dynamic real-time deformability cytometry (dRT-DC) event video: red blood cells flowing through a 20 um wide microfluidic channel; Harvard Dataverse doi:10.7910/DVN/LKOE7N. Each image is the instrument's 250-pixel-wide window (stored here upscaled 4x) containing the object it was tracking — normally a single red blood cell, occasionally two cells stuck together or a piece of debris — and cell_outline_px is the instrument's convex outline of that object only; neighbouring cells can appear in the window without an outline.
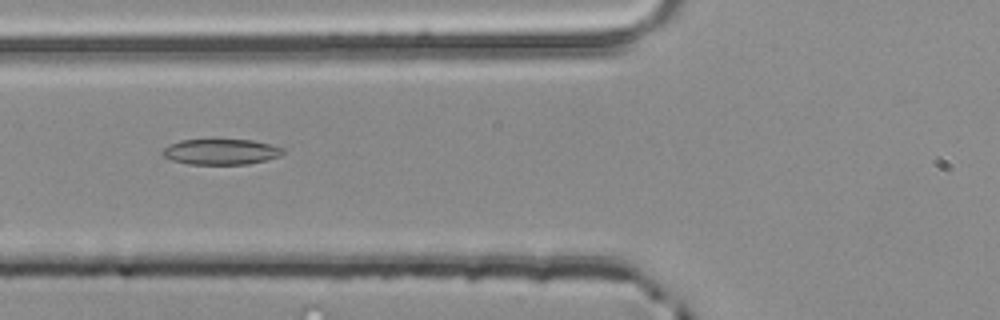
{"species": "common noctule bat (a hibernating species)", "species_latin": "Nyctalus noctula", "temperature_condition": "room temperature", "stored_images_in_passage": 3, "camera_frame_rate_fps": 3000, "um_per_image_px": 0.085, "animal": {"sex": "male", "body_mass_g": 20.4}, "frame": {"image": 1, "passage_image": 3, "time_ms": 0.667, "image_size_px": [1000, 320], "cell_outline_px": [[284, 152], [280, 156], [248, 164], [188, 164], [172, 160], [164, 156], [164, 148], [168, 144], [180, 140], [252, 140], [272, 144], [284, 148]], "centroid_in_image_um": [18.8, 12.9], "position_along_channel_um": 107.0, "area_um2": 17.86}}